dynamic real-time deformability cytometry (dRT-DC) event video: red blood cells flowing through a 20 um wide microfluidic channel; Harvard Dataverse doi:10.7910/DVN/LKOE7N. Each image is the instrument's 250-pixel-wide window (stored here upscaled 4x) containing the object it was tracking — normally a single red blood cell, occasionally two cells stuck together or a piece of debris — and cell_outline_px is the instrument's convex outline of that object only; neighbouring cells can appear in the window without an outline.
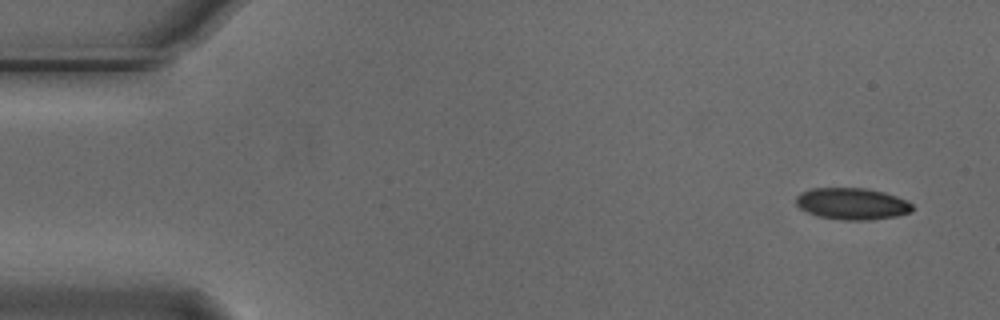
{"species": "Egyptian fruit bat (a non-hibernating species)", "species_latin": "Rousettus aegyptiacus", "temperature_condition": "cold", "stored_images_in_passage": 5, "camera_frame_rate_fps": 3000, "um_per_image_px": 0.085, "animal": {"sex": "male"}, "frame": {"image": 1, "passage_image": 1, "time_ms": 0.0, "image_size_px": [1000, 320], "cell_outline_px": [[912, 212], [896, 216], [868, 220], [844, 220], [816, 216], [800, 208], [796, 204], [796, 196], [800, 192], [812, 188], [864, 188], [884, 192], [896, 196], [912, 204]], "centroid_in_image_um": [72.4, 17.32], "position_along_channel_um": 12.6, "area_um2": 21.44}}
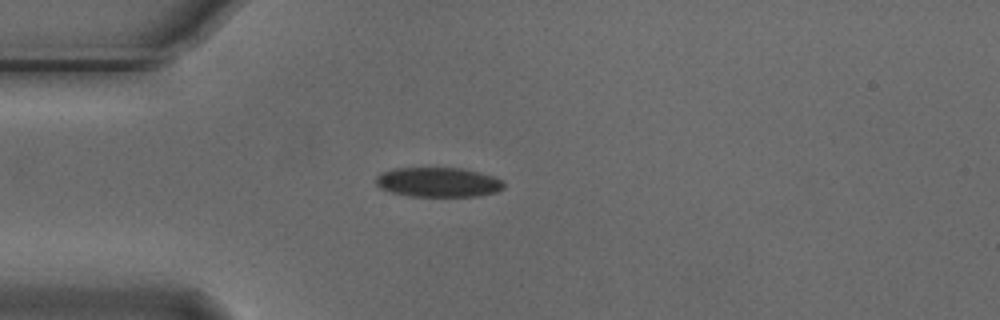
{"frame": {"image": 2, "passage_image": 4, "time_ms": 1.0, "image_size_px": [1000, 320], "cell_outline_px": [[504, 188], [496, 192], [476, 196], [408, 196], [392, 192], [380, 188], [376, 184], [376, 176], [380, 172], [392, 168], [460, 168], [480, 172], [492, 176], [500, 180], [504, 184]], "centroid_in_image_um": [37.21, 15.48], "position_along_channel_um": 47.8, "area_um2": 22.08}}